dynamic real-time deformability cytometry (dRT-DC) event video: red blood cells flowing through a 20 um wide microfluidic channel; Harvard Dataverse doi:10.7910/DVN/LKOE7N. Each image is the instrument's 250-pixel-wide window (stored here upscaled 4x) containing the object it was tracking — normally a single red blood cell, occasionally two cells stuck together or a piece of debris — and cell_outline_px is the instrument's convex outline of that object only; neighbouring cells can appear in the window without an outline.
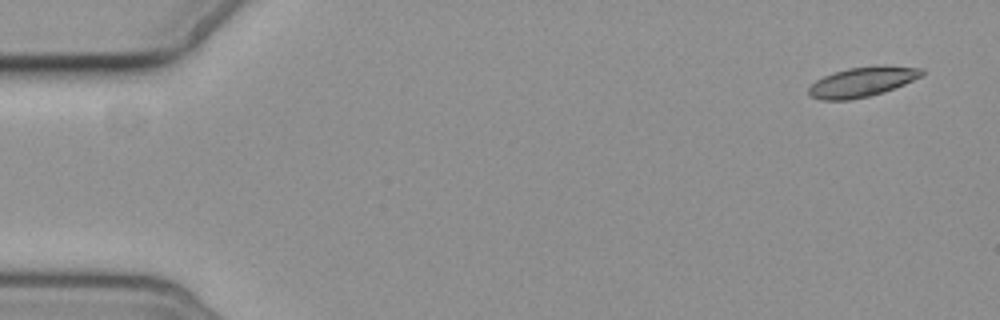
{"species": "common noctule bat (a hibernating species)", "species_latin": "Nyctalus noctula", "temperature_condition": "cold", "stored_images_in_passage": 6, "camera_frame_rate_fps": 3000, "um_per_image_px": 0.085, "animal": {"sex": "female", "body_mass_g": 19.3, "forearm_length_mm": 54.1}, "frame": {"image": 1, "passage_image": 1, "time_ms": 0.0, "image_size_px": [1000, 320], "cell_outline_px": [[924, 72], [920, 76], [904, 84], [884, 92], [868, 96], [848, 100], [820, 100], [812, 96], [808, 92], [808, 88], [816, 80], [832, 72], [848, 68], [924, 68]], "centroid_in_image_um": [73.18, 7.01], "position_along_channel_um": 11.8, "area_um2": 18.67}}
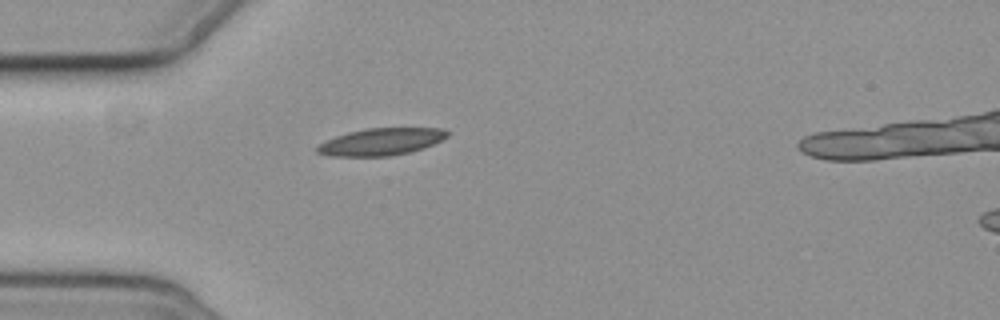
{"frame": {"image": 2, "passage_image": 5, "time_ms": 4.667, "image_size_px": [1000, 320], "cell_outline_px": [[452, 132], [448, 136], [424, 148], [408, 152], [388, 156], [332, 156], [316, 152], [316, 148], [320, 144], [336, 136], [348, 132], [364, 128], [444, 128]], "centroid_in_image_um": [32.43, 12.03], "position_along_channel_um": 52.6, "area_um2": 20.46}}